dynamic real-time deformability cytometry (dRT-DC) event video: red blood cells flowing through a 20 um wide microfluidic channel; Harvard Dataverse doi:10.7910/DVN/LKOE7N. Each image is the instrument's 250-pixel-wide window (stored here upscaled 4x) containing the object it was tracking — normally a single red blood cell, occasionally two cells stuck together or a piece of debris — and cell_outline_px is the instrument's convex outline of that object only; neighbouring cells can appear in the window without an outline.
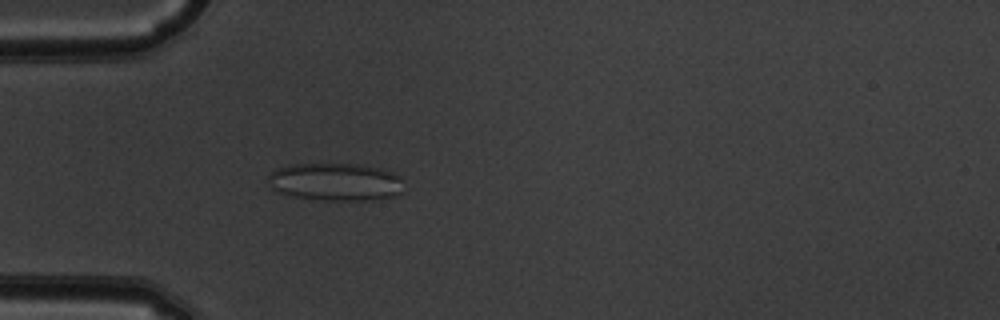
{"species": "common noctule bat (a hibernating species)", "species_latin": "Nyctalus noctula", "temperature_condition": "warm", "stored_images_in_passage": 52, "camera_frame_rate_fps": 3000, "um_per_image_px": 0.085, "animal": {"sex": "male", "body_mass_g": 19.5, "forearm_length_mm": 54.6}, "frame": {"image": 1, "passage_image": 16, "time_ms": 5.0, "image_size_px": [1000, 320], "cell_outline_px": [[400, 192], [392, 196], [376, 200], [324, 200], [296, 196], [280, 192], [272, 188], [268, 176], [276, 168], [292, 164], [360, 164], [380, 168], [392, 172], [400, 176]], "centroid_in_image_um": [28.52, 15.45], "position_along_channel_um": 56.5, "area_um2": 29.48}}
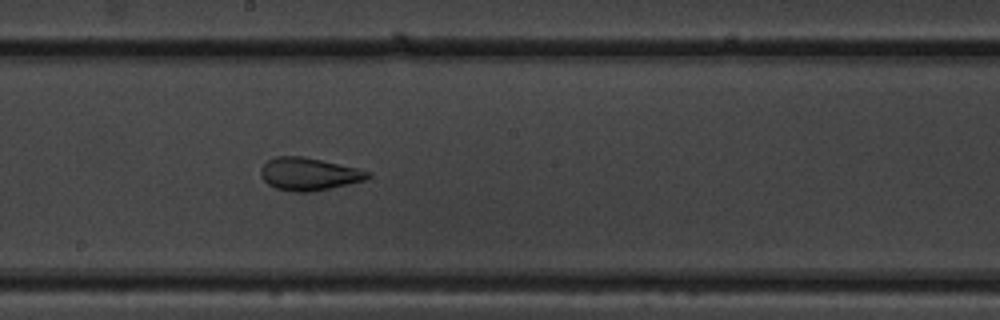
{"frame": {"image": 2, "passage_image": 29, "time_ms": 9.333, "image_size_px": [1000, 320], "cell_outline_px": [[372, 176], [364, 180], [348, 184], [312, 192], [296, 192], [276, 188], [268, 184], [260, 176], [260, 168], [268, 160], [276, 156], [304, 156], [356, 168], [372, 172]], "centroid_in_image_um": [26.24, 14.79], "position_along_channel_um": 222.0, "area_um2": 20.35}}
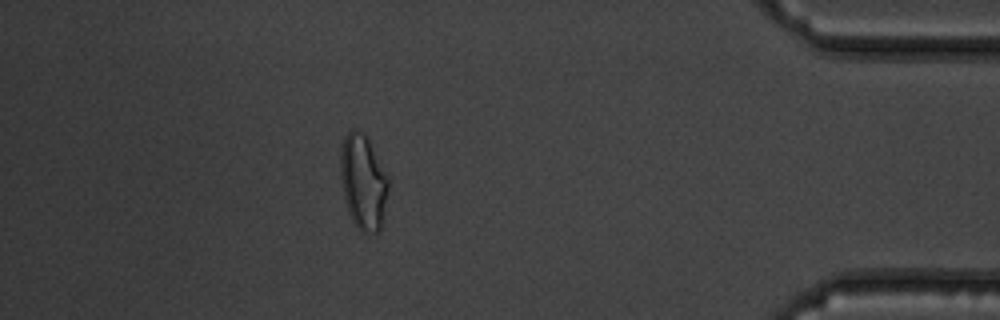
{"frame": {"image": 3, "passage_image": 46, "time_ms": 15.0, "image_size_px": [1000, 320], "cell_outline_px": [[388, 188], [380, 232], [360, 232], [352, 220], [348, 212], [344, 196], [340, 176], [340, 144], [344, 136], [352, 128], [356, 128], [364, 132], [368, 136], [388, 176]], "centroid_in_image_um": [30.85, 15.4], "position_along_channel_um": 404.3, "area_um2": 26.93}, "authors_computed_cell_mechanics": {"area_um2": 25.3742, "velocity_mm_per_s": 3.9576, "shape_relaxation_time_tau1_ms": null, "shape_relaxation_time_tau2_ms": 1.2671, "deformation_change_tau1": null, "deformation_change_tau2": 0.0906}}